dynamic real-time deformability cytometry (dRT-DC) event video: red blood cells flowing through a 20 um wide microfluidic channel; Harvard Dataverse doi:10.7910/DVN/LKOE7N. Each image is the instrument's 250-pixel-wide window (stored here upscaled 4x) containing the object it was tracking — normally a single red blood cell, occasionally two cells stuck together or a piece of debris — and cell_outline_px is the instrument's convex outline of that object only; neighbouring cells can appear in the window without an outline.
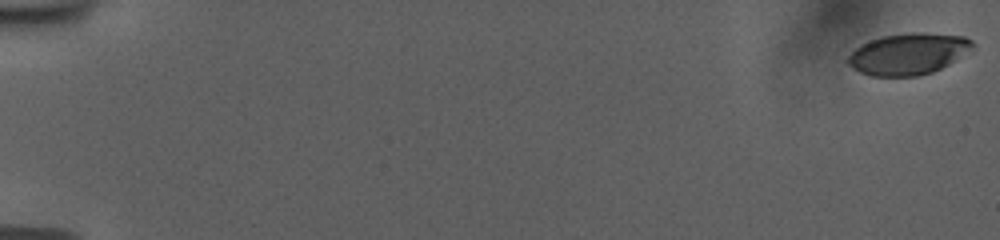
{"species": "human", "species_latin": "Homo sapiens", "temperature_condition": "room temperature", "stored_images_in_passage": 57, "camera_frame_rate_fps": 3000, "um_per_image_px": 0.085, "donor": {"sex": "female"}, "frame": {"image": 1, "passage_image": 1, "time_ms": 0.0, "image_size_px": [1000, 240], "cell_outline_px": [[972, 44], [948, 64], [932, 72], [916, 76], [872, 76], [860, 72], [848, 64], [844, 60], [860, 44], [880, 36], [908, 32], [924, 32], [964, 36], [972, 40]], "centroid_in_image_um": [77.09, 4.57], "position_along_channel_um": 7.9, "area_um2": 29.65}}
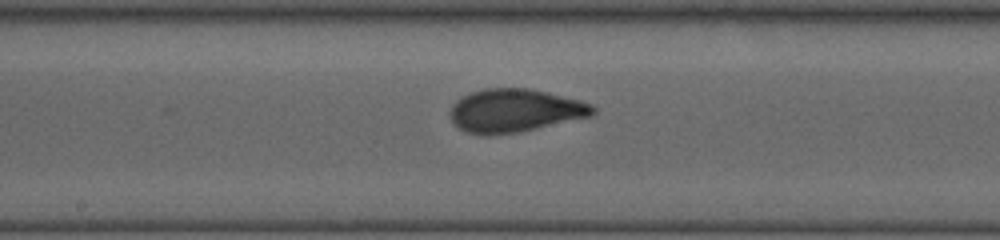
{"frame": {"image": 2, "passage_image": 32, "time_ms": 10.333, "image_size_px": [1000, 240], "cell_outline_px": [[596, 112], [592, 116], [516, 132], [488, 136], [484, 136], [464, 132], [452, 120], [452, 104], [460, 96], [484, 88], [528, 88], [548, 92], [580, 100], [592, 104], [596, 108]], "centroid_in_image_um": [43.77, 9.39], "position_along_channel_um": 204.4, "area_um2": 35.89}}
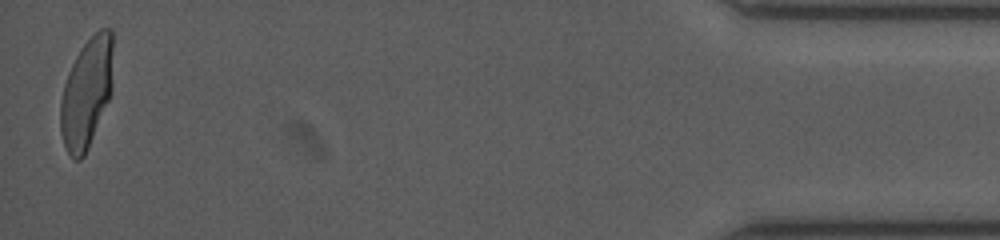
{"frame": {"image": 3, "passage_image": 56, "time_ms": 18.333, "image_size_px": [1000, 240], "cell_outline_px": [[112, 92], [88, 148], [84, 156], [80, 160], [76, 160], [68, 152], [64, 144], [60, 132], [60, 100], [64, 84], [68, 72], [76, 56], [84, 44], [100, 28], [112, 28]], "centroid_in_image_um": [7.36, 7.89], "position_along_channel_um": 427.8, "area_um2": 33.58}, "authors_computed_cell_mechanics": {"area_um2": 33.5818, "velocity_mm_per_s": 3.7613, "shape_relaxation_time_tau1_ms": 4.9393, "shape_relaxation_time_tau2_ms": null, "deformation_change_tau1": 0.1861, "deformation_change_tau2": null}}